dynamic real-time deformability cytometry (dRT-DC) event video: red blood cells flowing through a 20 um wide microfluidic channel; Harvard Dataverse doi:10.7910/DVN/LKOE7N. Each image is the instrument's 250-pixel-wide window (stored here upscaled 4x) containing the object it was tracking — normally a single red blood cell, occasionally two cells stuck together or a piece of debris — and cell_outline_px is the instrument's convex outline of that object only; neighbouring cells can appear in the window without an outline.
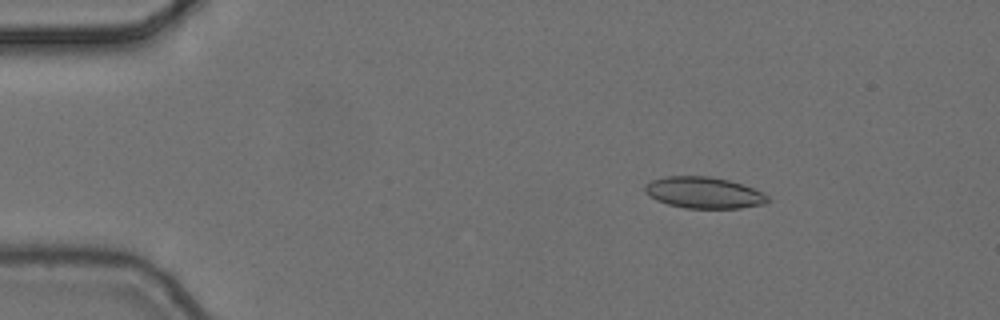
{"species": "common noctule bat (a hibernating species)", "species_latin": "Nyctalus noctula", "temperature_condition": "cold", "stored_images_in_passage": 5, "camera_frame_rate_fps": 3000, "um_per_image_px": 0.085, "animal": {"sex": "female", "body_mass_g": 24.6, "forearm_length_mm": 56.2}, "frame": {"image": 1, "passage_image": 3, "time_ms": 0.667, "image_size_px": [1000, 320], "cell_outline_px": [[768, 200], [764, 204], [740, 208], [684, 208], [668, 204], [656, 200], [644, 192], [644, 184], [652, 180], [664, 176], [708, 176], [728, 180], [744, 184], [768, 196]], "centroid_in_image_um": [59.78, 16.37], "position_along_channel_um": 25.2, "area_um2": 22.43}}